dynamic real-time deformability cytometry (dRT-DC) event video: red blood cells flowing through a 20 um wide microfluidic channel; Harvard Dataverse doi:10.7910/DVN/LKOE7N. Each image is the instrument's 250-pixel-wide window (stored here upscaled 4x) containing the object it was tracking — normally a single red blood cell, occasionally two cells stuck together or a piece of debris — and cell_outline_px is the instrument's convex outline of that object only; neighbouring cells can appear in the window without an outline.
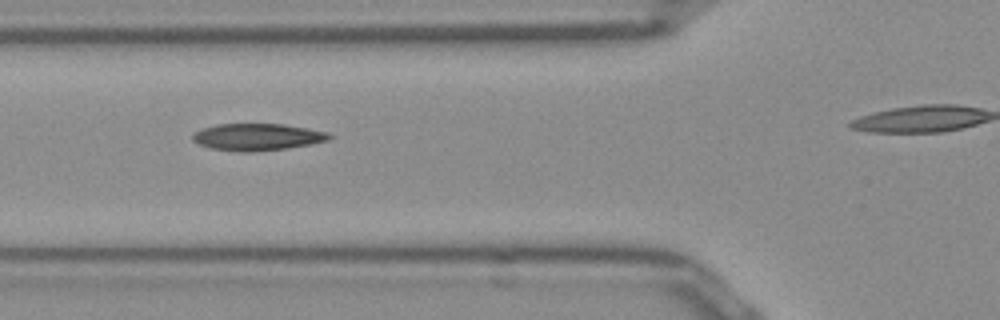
{"species": "Egyptian fruit bat (a non-hibernating species)", "species_latin": "Rousettus aegyptiacus", "temperature_condition": "room temperature", "stored_images_in_passage": 15, "camera_frame_rate_fps": 3000, "um_per_image_px": 0.085, "frame": {"image": 1, "passage_image": 3, "time_ms": 0.667, "image_size_px": [1000, 320], "cell_outline_px": [[332, 136], [328, 140], [288, 148], [252, 152], [236, 152], [212, 148], [200, 144], [192, 140], [192, 132], [200, 128], [216, 124], [284, 124], [328, 132]], "centroid_in_image_um": [21.81, 11.64], "position_along_channel_um": 104.0, "area_um2": 21.5}}
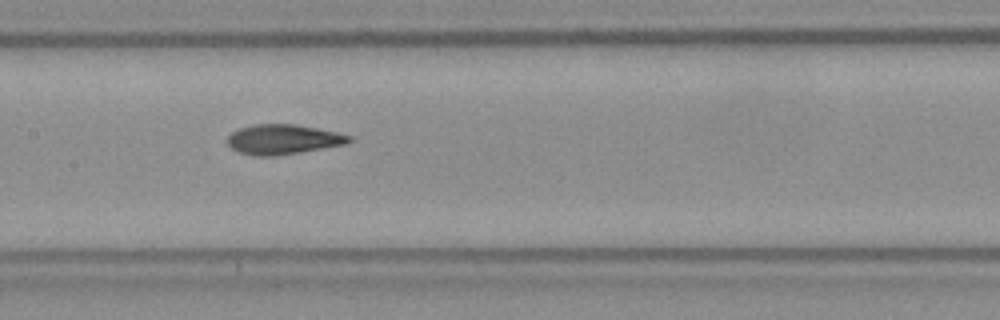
{"frame": {"image": 2, "passage_image": 9, "time_ms": 2.667, "image_size_px": [1000, 320], "cell_outline_px": [[356, 140], [344, 144], [300, 152], [276, 156], [252, 156], [236, 152], [228, 144], [228, 136], [232, 132], [240, 128], [256, 124], [296, 124], [336, 132], [352, 136]], "centroid_in_image_um": [24.06, 11.85], "position_along_channel_um": 183.3, "area_um2": 21.21}}